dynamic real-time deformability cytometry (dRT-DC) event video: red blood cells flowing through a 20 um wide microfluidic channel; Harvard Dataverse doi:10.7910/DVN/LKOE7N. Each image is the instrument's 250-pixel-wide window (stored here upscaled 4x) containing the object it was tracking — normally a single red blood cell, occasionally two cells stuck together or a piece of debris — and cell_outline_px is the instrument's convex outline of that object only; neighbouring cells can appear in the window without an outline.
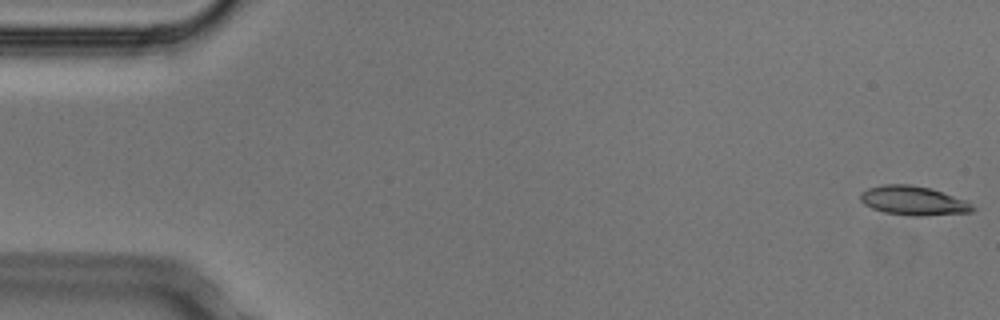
{"species": "Egyptian fruit bat (a non-hibernating species)", "species_latin": "Rousettus aegyptiacus", "temperature_condition": "cold", "stored_images_in_passage": 5, "camera_frame_rate_fps": 3000, "um_per_image_px": 0.085, "animal": {"sex": "male"}, "frame": {"image": 1, "passage_image": 1, "time_ms": 0.0, "image_size_px": [1000, 320], "cell_outline_px": [[976, 208], [972, 212], [920, 216], [912, 216], [884, 212], [872, 208], [864, 204], [860, 200], [860, 192], [868, 188], [884, 184], [908, 184], [928, 188], [968, 200]], "centroid_in_image_um": [77.64, 17.06], "position_along_channel_um": 7.4, "area_um2": 19.07}}
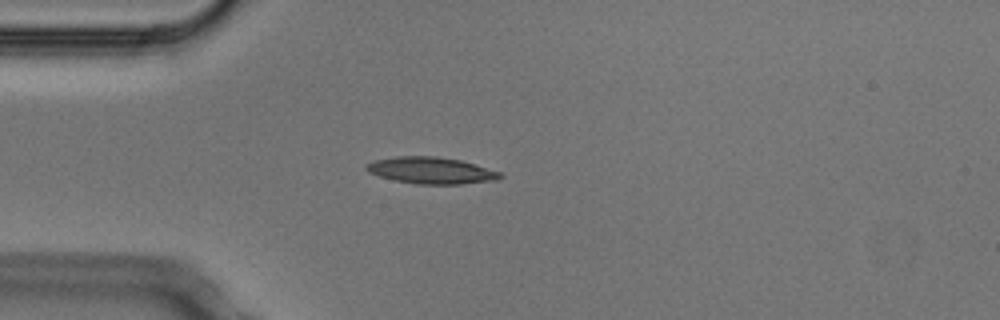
{"frame": {"image": 2, "passage_image": 5, "time_ms": 1.333, "image_size_px": [1000, 320], "cell_outline_px": [[504, 176], [496, 180], [460, 184], [416, 184], [396, 180], [380, 176], [368, 172], [364, 168], [364, 164], [372, 160], [396, 156], [436, 156], [460, 160], [500, 172]], "centroid_in_image_um": [36.6, 14.48], "position_along_channel_um": 48.4, "area_um2": 20.75}}